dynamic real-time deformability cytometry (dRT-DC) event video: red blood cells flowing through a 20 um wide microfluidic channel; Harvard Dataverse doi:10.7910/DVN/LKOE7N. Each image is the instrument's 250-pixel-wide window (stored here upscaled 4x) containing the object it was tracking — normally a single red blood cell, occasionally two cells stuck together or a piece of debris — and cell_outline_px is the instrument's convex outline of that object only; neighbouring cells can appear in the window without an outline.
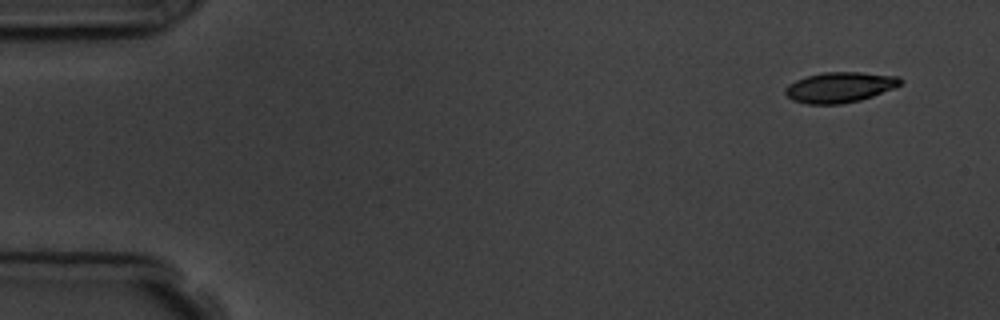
{"species": "common noctule bat (a hibernating species)", "species_latin": "Nyctalus noctula", "temperature_condition": "room temperature", "stored_images_in_passage": 5, "camera_frame_rate_fps": 3000, "um_per_image_px": 0.085, "animal": {"sex": "male", "body_mass_g": 19.5, "forearm_length_mm": 54.6}, "frame": {"image": 1, "passage_image": 1, "time_ms": 0.0, "image_size_px": [1000, 320], "cell_outline_px": [[904, 80], [900, 84], [892, 88], [872, 96], [860, 100], [840, 104], [808, 104], [792, 100], [784, 92], [784, 88], [788, 84], [796, 80], [808, 76], [824, 72], [860, 72], [900, 76]], "centroid_in_image_um": [71.37, 7.41], "position_along_channel_um": 13.6, "area_um2": 20.35}}
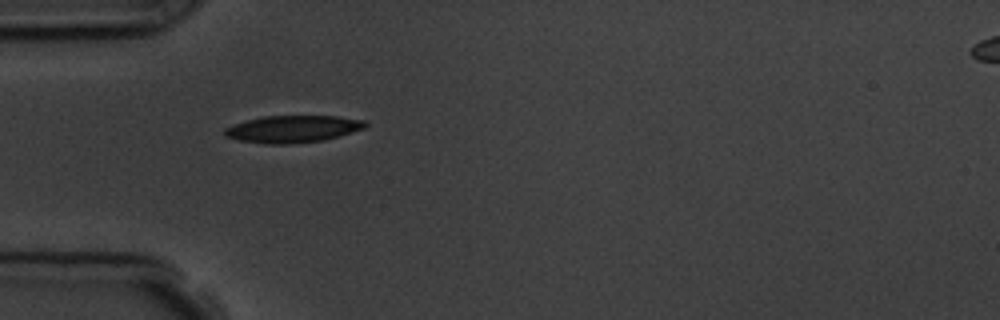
{"frame": {"image": 2, "passage_image": 5, "time_ms": 4.333, "image_size_px": [1000, 320], "cell_outline_px": [[368, 124], [364, 128], [340, 136], [324, 140], [288, 144], [264, 144], [240, 140], [224, 136], [224, 128], [248, 120], [264, 116], [336, 116], [364, 120]], "centroid_in_image_um": [24.9, 10.97], "position_along_channel_um": 60.1, "area_um2": 22.08}}